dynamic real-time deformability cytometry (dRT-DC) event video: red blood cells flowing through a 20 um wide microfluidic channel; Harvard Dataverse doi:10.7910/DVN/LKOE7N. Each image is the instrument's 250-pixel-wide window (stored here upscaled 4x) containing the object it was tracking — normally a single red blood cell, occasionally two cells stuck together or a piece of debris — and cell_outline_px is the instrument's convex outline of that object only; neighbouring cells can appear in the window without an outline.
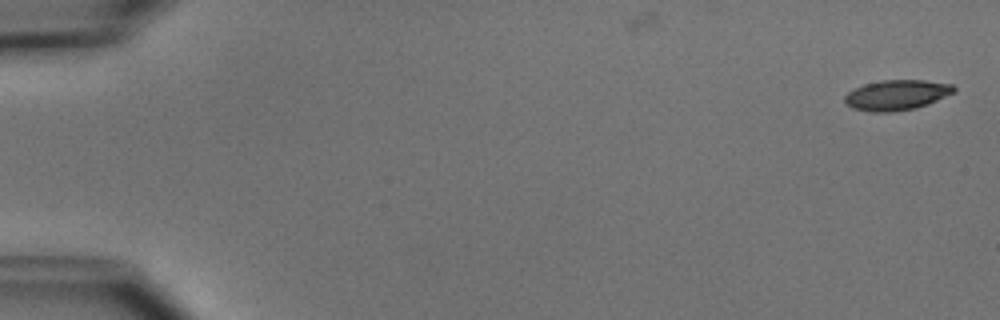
{"species": "common noctule bat (a hibernating species)", "species_latin": "Nyctalus noctula", "temperature_condition": "cold", "stored_images_in_passage": 5, "camera_frame_rate_fps": 3000, "um_per_image_px": 0.085, "animal": {"sex": "male", "body_mass_g": 15.6}, "frame": {"image": 1, "passage_image": 1, "time_ms": 0.0, "image_size_px": [1000, 320], "cell_outline_px": [[956, 92], [928, 104], [916, 108], [892, 112], [872, 112], [852, 108], [844, 104], [844, 96], [848, 92], [864, 84], [880, 80], [924, 80], [952, 84], [956, 88]], "centroid_in_image_um": [76.22, 8.08], "position_along_channel_um": 8.8, "area_um2": 19.42}}